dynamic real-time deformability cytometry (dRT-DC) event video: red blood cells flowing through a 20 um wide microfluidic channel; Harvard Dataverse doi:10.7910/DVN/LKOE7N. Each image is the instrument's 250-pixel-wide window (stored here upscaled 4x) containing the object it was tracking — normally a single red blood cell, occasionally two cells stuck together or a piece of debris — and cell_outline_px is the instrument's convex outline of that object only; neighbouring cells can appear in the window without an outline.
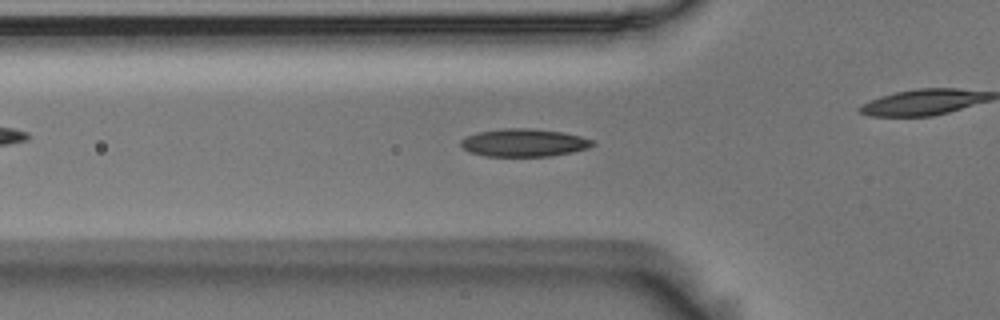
{"species": "Egyptian fruit bat (a non-hibernating species)", "species_latin": "Rousettus aegyptiacus", "temperature_condition": "room temperature", "stored_images_in_passage": 44, "camera_frame_rate_fps": 3000, "um_per_image_px": 0.085, "animal": {"sex": "male"}, "frame": {"image": 1, "passage_image": 17, "time_ms": 5.333, "image_size_px": [1000, 320], "cell_outline_px": [[596, 144], [588, 148], [572, 152], [548, 156], [484, 156], [468, 152], [460, 144], [460, 140], [468, 136], [480, 132], [504, 128], [528, 128], [560, 132], [580, 136], [592, 140]], "centroid_in_image_um": [44.52, 12.14], "position_along_channel_um": 81.3, "area_um2": 21.15}}
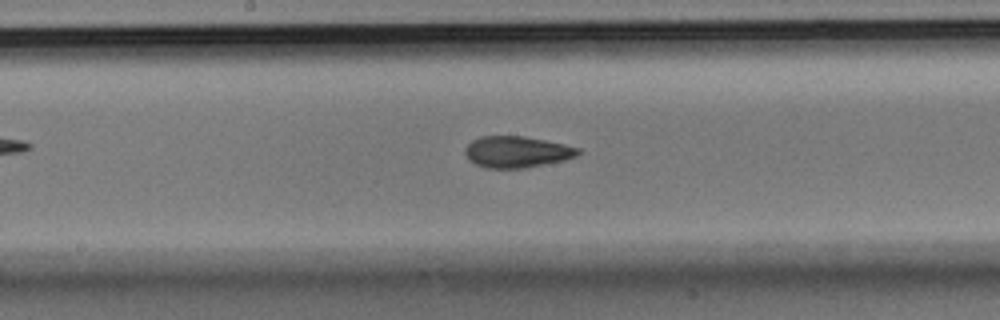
{"frame": {"image": 2, "passage_image": 27, "time_ms": 8.667, "image_size_px": [1000, 320], "cell_outline_px": [[580, 152], [576, 156], [564, 160], [524, 168], [484, 168], [468, 160], [464, 152], [464, 148], [472, 140], [480, 136], [524, 136], [564, 144], [580, 148]], "centroid_in_image_um": [43.89, 12.91], "position_along_channel_um": 204.3, "area_um2": 20.69}}
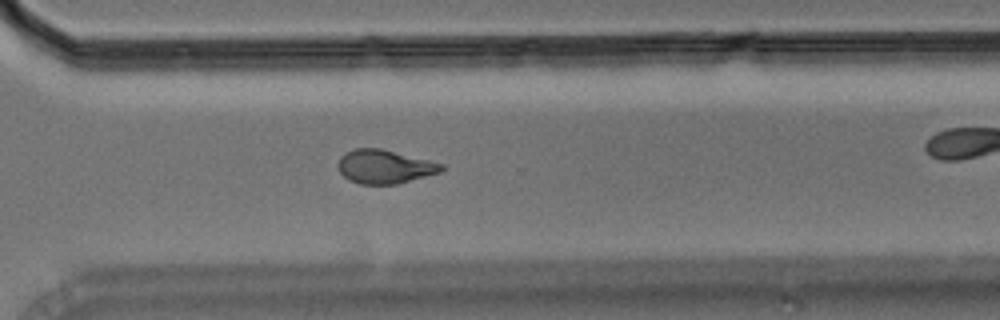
{"frame": {"image": 3, "passage_image": 38, "time_ms": 12.333, "image_size_px": [1000, 320], "cell_outline_px": [[444, 168], [440, 172], [396, 184], [360, 184], [348, 180], [340, 172], [340, 156], [344, 152], [352, 148], [380, 148], [444, 164]], "centroid_in_image_um": [32.67, 14.16], "position_along_channel_um": 337.9, "area_um2": 20.11}}